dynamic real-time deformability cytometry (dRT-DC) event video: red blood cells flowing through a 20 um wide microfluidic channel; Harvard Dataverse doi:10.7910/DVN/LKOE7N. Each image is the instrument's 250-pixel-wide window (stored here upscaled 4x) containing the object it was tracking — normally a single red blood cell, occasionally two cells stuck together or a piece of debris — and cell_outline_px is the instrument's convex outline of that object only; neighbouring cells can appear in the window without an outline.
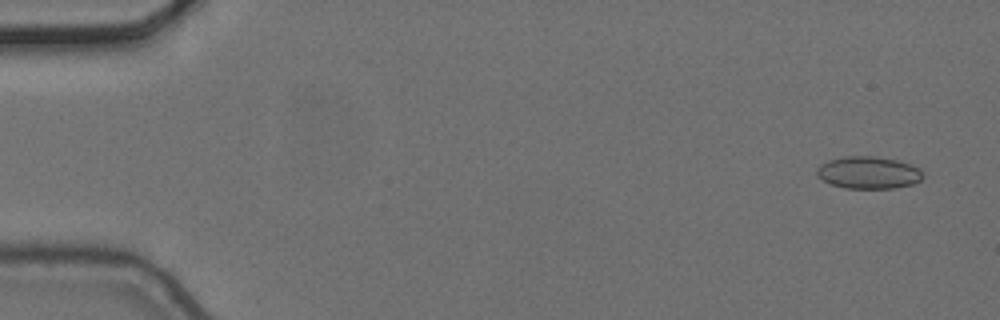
{"species": "common noctule bat (a hibernating species)", "species_latin": "Nyctalus noctula", "temperature_condition": "cold", "stored_images_in_passage": 5, "camera_frame_rate_fps": 3000, "um_per_image_px": 0.085, "animal": {"sex": "female", "body_mass_g": 24.6, "forearm_length_mm": 56.2}, "frame": {"image": 1, "passage_image": 1, "time_ms": 0.0, "image_size_px": [1000, 320], "cell_outline_px": [[924, 176], [920, 180], [912, 184], [896, 188], [844, 188], [832, 184], [824, 180], [816, 172], [816, 168], [820, 164], [828, 160], [844, 156], [876, 156], [896, 160], [920, 168], [924, 172]], "centroid_in_image_um": [73.84, 14.66], "position_along_channel_um": 11.2, "area_um2": 19.94}}
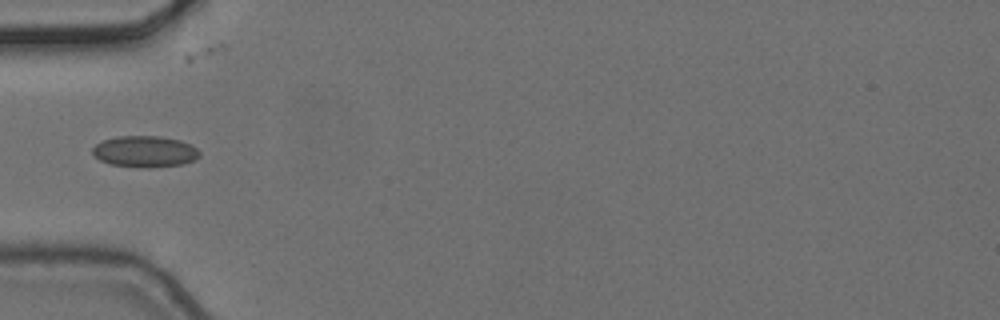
{"frame": {"image": 2, "passage_image": 5, "time_ms": 1.333, "image_size_px": [1000, 320], "cell_outline_px": [[200, 156], [184, 164], [148, 168], [140, 168], [112, 164], [100, 160], [92, 156], [92, 148], [96, 144], [104, 140], [116, 136], [160, 136], [180, 140], [192, 144], [200, 152]], "centroid_in_image_um": [12.31, 12.88], "position_along_channel_um": 72.7, "area_um2": 19.71}}